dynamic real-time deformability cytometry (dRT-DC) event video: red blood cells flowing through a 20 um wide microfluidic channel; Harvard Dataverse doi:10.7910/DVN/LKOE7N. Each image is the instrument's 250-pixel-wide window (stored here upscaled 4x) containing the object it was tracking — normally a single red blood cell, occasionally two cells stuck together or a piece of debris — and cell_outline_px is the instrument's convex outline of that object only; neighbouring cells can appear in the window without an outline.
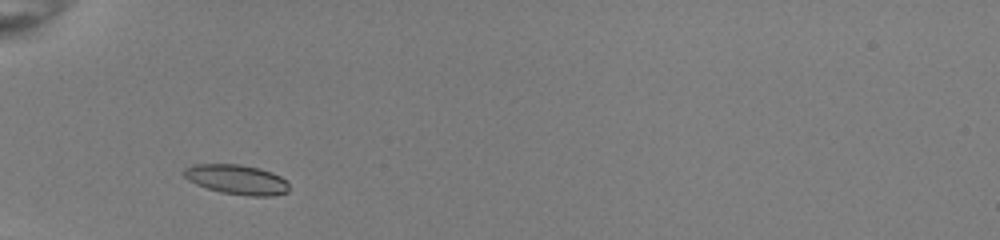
{"species": "common noctule bat (a hibernating species)", "species_latin": "Nyctalus noctula", "temperature_condition": "room temperature", "stored_images_in_passage": 32, "camera_frame_rate_fps": 3000, "um_per_image_px": 0.085, "animal": {"sex": "female", "body_mass_g": 22.0, "forearm_length_mm": 56.7}, "frame": {"image": 1, "passage_image": 3, "time_ms": 0.667, "image_size_px": [1000, 240], "cell_outline_px": [[288, 192], [272, 196], [248, 196], [220, 192], [196, 184], [188, 180], [180, 172], [184, 168], [196, 164], [240, 164], [260, 168], [272, 172], [288, 180]], "centroid_in_image_um": [20.13, 15.25], "position_along_channel_um": 64.9, "area_um2": 18.44}}
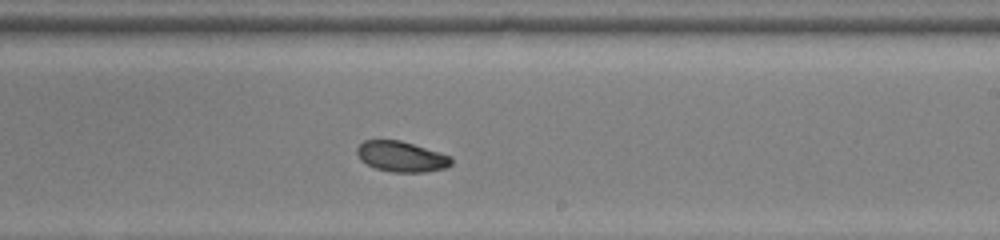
{"frame": {"image": 2, "passage_image": 18, "time_ms": 5.667, "image_size_px": [1000, 240], "cell_outline_px": [[452, 164], [444, 168], [424, 172], [392, 172], [376, 168], [360, 160], [356, 152], [356, 148], [364, 140], [400, 140], [440, 152], [452, 156]], "centroid_in_image_um": [34.12, 13.3], "position_along_channel_um": 254.9, "area_um2": 16.76}}
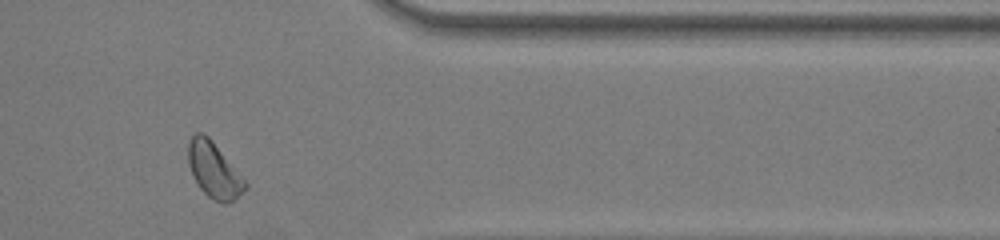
{"frame": {"image": 3, "passage_image": 29, "time_ms": 9.333, "image_size_px": [1000, 240], "cell_outline_px": [[248, 188], [228, 204], [224, 204], [212, 200], [200, 188], [192, 176], [188, 164], [188, 140], [196, 132], [204, 132], [212, 140], [248, 184]], "centroid_in_image_um": [18.17, 14.47], "position_along_channel_um": 393.2, "area_um2": 18.5}, "authors_computed_cell_mechanics": {"area_um2": 17.5712, "velocity_mm_per_s": 3.9723, "shape_relaxation_time_tau1_ms": 2.8392, "shape_relaxation_time_tau2_ms": null, "deformation_change_tau1": 0.0985, "deformation_change_tau2": null}}